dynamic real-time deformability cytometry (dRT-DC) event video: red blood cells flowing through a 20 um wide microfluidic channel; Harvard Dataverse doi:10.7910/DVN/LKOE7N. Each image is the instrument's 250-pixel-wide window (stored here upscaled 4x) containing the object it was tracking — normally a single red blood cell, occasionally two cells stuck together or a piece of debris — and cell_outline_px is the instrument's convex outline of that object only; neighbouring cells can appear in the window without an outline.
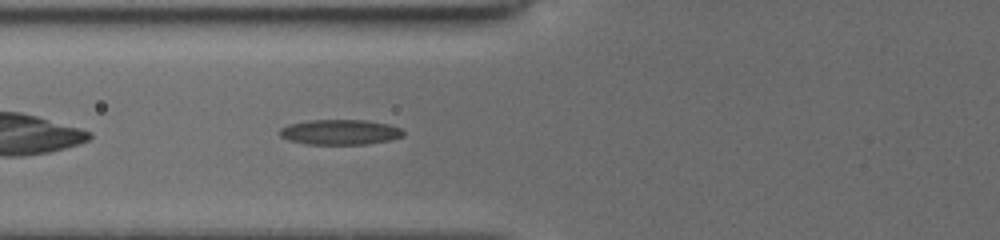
{"species": "common noctule bat (a hibernating species)", "species_latin": "Nyctalus noctula", "temperature_condition": "cold", "stored_images_in_passage": 30, "camera_frame_rate_fps": 3000, "um_per_image_px": 0.085, "animal": {"sex": "female", "body_mass_g": 19.5, "forearm_length_mm": 54.1}, "frame": {"image": 1, "passage_image": 5, "time_ms": 0.667, "image_size_px": [1000, 240], "cell_outline_px": [[404, 136], [388, 140], [368, 144], [304, 144], [288, 140], [280, 136], [280, 128], [288, 124], [308, 120], [364, 120], [388, 124], [400, 128], [404, 132]], "centroid_in_image_um": [28.87, 11.23], "position_along_channel_um": 96.9, "area_um2": 18.15}}
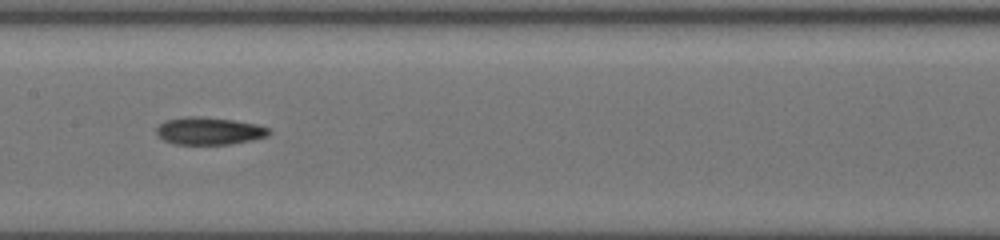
{"frame": {"image": 2, "passage_image": 18, "time_ms": 3.0, "image_size_px": [1000, 240], "cell_outline_px": [[272, 132], [268, 136], [252, 140], [228, 144], [176, 144], [164, 140], [156, 132], [156, 128], [160, 124], [168, 120], [188, 116], [200, 116], [232, 120], [256, 124], [272, 128]], "centroid_in_image_um": [17.83, 11.13], "position_along_channel_um": 189.6, "area_um2": 17.92}}
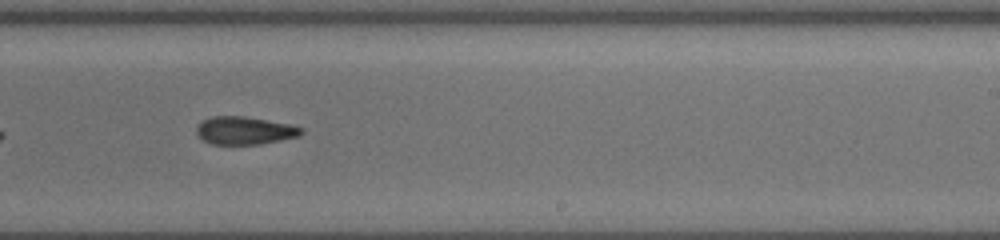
{"frame": {"image": 3, "passage_image": 29, "time_ms": 5.0, "image_size_px": [1000, 240], "cell_outline_px": [[304, 132], [300, 136], [260, 144], [212, 144], [200, 140], [196, 132], [196, 128], [204, 120], [212, 116], [244, 116], [288, 124], [304, 128]], "centroid_in_image_um": [20.79, 11.1], "position_along_channel_um": 268.2, "area_um2": 16.99}}